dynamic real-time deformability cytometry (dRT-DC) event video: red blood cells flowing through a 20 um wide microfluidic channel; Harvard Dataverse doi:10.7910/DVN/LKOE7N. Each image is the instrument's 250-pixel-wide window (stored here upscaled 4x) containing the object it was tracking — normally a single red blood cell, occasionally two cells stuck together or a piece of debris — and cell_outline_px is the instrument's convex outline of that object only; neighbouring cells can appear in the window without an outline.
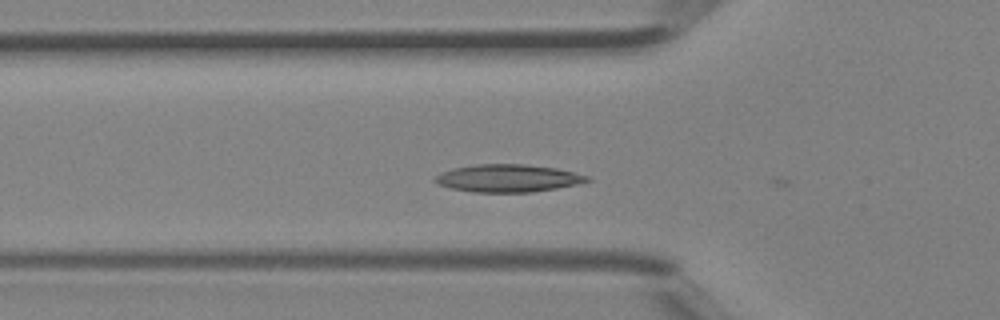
{"species": "Egyptian fruit bat (a non-hibernating species)", "species_latin": "Rousettus aegyptiacus", "temperature_condition": "room temperature", "stored_images_in_passage": 6, "camera_frame_rate_fps": 3000, "um_per_image_px": 0.085, "animal": {"sex": "female"}, "frame": {"image": 1, "passage_image": 4, "time_ms": 1.0, "image_size_px": [1000, 320], "cell_outline_px": [[592, 180], [576, 184], [556, 188], [532, 192], [472, 192], [452, 188], [436, 184], [432, 180], [440, 172], [452, 168], [476, 164], [524, 164], [556, 168], [588, 176]], "centroid_in_image_um": [43.12, 15.14], "position_along_channel_um": 82.7, "area_um2": 24.45}}